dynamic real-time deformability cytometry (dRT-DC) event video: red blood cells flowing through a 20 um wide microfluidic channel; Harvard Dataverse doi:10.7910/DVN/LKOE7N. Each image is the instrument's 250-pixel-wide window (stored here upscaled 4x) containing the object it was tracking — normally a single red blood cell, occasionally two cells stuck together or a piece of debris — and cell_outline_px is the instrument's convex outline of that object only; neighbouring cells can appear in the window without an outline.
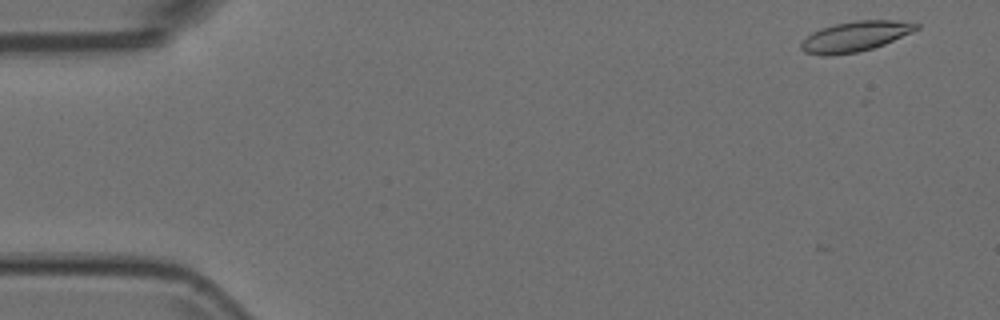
{"species": "Egyptian fruit bat (a non-hibernating species)", "species_latin": "Rousettus aegyptiacus", "temperature_condition": "room temperature", "stored_images_in_passage": 7, "camera_frame_rate_fps": 3000, "um_per_image_px": 0.085, "animal": {"sex": "female"}, "frame": {"image": 1, "passage_image": 2, "time_ms": 0.333, "image_size_px": [1000, 320], "cell_outline_px": [[920, 28], [912, 32], [884, 44], [872, 48], [856, 52], [828, 56], [824, 56], [804, 52], [800, 48], [800, 44], [812, 32], [820, 28], [836, 24], [856, 20], [896, 20], [920, 24]], "centroid_in_image_um": [72.69, 3.09], "position_along_channel_um": 12.3, "area_um2": 20.17}}